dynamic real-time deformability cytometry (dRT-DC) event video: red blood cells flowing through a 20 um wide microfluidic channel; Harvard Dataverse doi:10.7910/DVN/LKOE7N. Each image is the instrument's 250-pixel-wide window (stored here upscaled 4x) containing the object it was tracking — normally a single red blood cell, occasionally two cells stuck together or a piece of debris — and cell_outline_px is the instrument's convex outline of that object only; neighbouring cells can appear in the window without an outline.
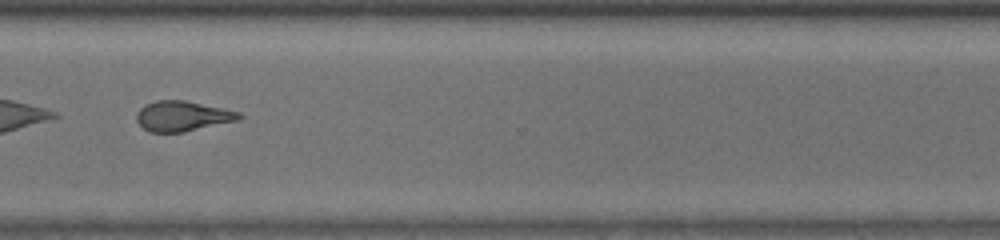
{"species": "common noctule bat (a hibernating species)", "species_latin": "Nyctalus noctula", "temperature_condition": "room temperature", "stored_images_in_passage": 52, "camera_frame_rate_fps": 3000, "um_per_image_px": 0.085, "animal": {"sex": "male", "body_mass_g": 13.0, "forearm_length_mm": 53.1}, "frame": {"image": 1, "passage_image": 42, "time_ms": 13.667, "image_size_px": [1000, 240], "cell_outline_px": [[244, 116], [240, 120], [184, 132], [148, 132], [136, 120], [136, 112], [144, 104], [156, 100], [184, 100], [224, 108], [240, 112]], "centroid_in_image_um": [15.52, 9.86], "position_along_channel_um": 355.1, "area_um2": 18.26}, "authors_computed_cell_mechanics": {"area_um2": 29.1023, "velocity_mm_per_s": 3.9903, "shape_relaxation_time_tau1_ms": 4.32, "shape_relaxation_time_tau2_ms": 2.6132, "deformation_change_tau1": 0.1713, "deformation_change_tau2": 0.1042}}